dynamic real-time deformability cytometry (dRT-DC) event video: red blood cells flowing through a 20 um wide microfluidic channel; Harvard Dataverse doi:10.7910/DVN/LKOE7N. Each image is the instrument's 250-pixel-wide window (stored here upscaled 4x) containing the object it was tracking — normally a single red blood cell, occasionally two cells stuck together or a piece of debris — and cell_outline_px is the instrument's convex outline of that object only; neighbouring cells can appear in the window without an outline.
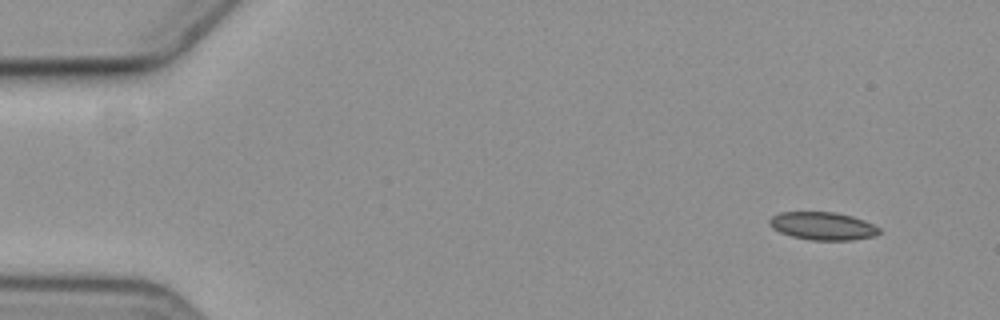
{"species": "common noctule bat (a hibernating species)", "species_latin": "Nyctalus noctula", "temperature_condition": "cold", "stored_images_in_passage": 4, "camera_frame_rate_fps": 3000, "um_per_image_px": 0.085, "animal": {"sex": "female", "body_mass_g": 19.3, "forearm_length_mm": 54.1}, "frame": {"image": 1, "passage_image": 1, "time_ms": 0.0, "image_size_px": [1000, 320], "cell_outline_px": [[880, 232], [876, 236], [852, 240], [808, 240], [792, 236], [780, 232], [772, 228], [768, 224], [768, 220], [772, 216], [780, 212], [836, 212], [852, 216], [864, 220], [880, 228]], "centroid_in_image_um": [69.92, 19.21], "position_along_channel_um": 15.1, "area_um2": 17.98}}